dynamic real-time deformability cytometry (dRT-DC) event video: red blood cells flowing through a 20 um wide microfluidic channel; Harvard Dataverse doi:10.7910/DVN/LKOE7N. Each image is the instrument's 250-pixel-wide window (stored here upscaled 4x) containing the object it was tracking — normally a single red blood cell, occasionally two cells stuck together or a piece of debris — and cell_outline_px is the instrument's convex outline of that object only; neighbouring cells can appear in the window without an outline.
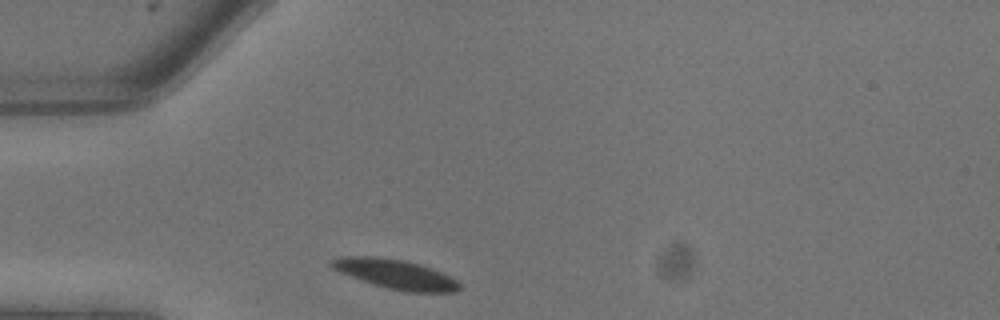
{"species": "common noctule bat (a hibernating species)", "species_latin": "Nyctalus noctula", "temperature_condition": "warm", "stored_images_in_passage": 3, "camera_frame_rate_fps": 3000, "um_per_image_px": 0.085, "animal": {"sex": "male", "body_mass_g": 13.3}, "frame": {"image": 1, "passage_image": 1, "time_ms": 0.0, "image_size_px": [1000, 320], "cell_outline_px": [[460, 288], [452, 292], [408, 292], [388, 288], [372, 284], [340, 272], [332, 268], [328, 264], [328, 260], [340, 256], [376, 256], [404, 260], [420, 264], [440, 272], [456, 280], [460, 284]], "centroid_in_image_um": [33.54, 23.28], "position_along_channel_um": 51.5, "area_um2": 21.91}}
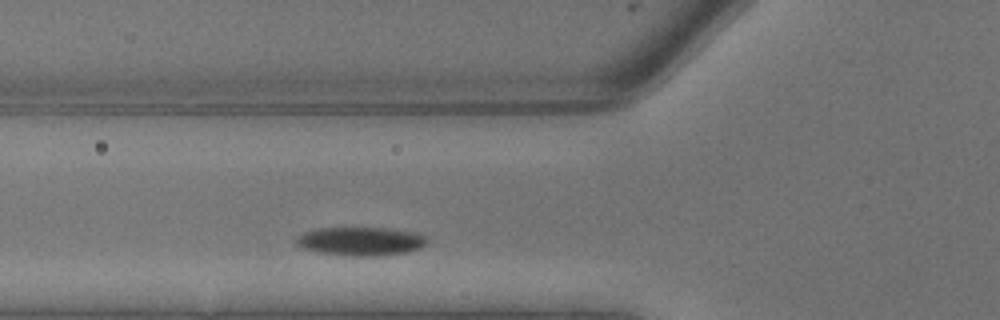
{"frame": {"image": 2, "passage_image": 3, "time_ms": 0.667, "image_size_px": [1000, 320], "cell_outline_px": [[428, 244], [420, 248], [404, 252], [380, 256], [352, 256], [316, 252], [300, 248], [296, 244], [296, 236], [304, 232], [320, 228], [388, 228], [412, 232], [424, 236], [428, 240]], "centroid_in_image_um": [30.62, 20.51], "position_along_channel_um": 95.2, "area_um2": 21.85}}